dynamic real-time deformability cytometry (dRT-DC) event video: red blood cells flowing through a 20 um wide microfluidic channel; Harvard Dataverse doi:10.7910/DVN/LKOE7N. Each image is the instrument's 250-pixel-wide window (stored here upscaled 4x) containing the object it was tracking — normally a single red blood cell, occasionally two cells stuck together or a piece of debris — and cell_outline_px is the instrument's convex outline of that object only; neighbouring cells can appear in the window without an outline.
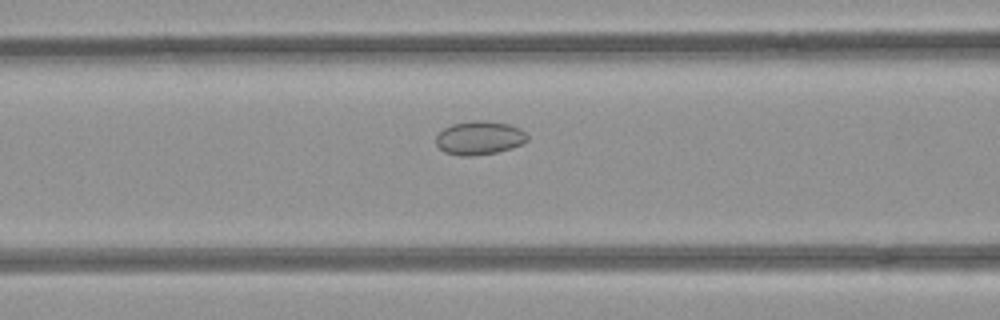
{"species": "common noctule bat (a hibernating species)", "species_latin": "Nyctalus noctula", "temperature_condition": "room temperature", "stored_images_in_passage": 18, "camera_frame_rate_fps": 3000, "um_per_image_px": 0.085, "animal": {"sex": "female", "body_mass_g": 21.9}, "frame": {"image": 1, "passage_image": 16, "time_ms": 5.0, "image_size_px": [1000, 320], "cell_outline_px": [[528, 140], [512, 148], [496, 152], [472, 156], [460, 156], [444, 152], [436, 144], [436, 136], [444, 128], [452, 124], [472, 120], [488, 120], [508, 124], [520, 128], [528, 136]], "centroid_in_image_um": [40.74, 11.71], "position_along_channel_um": 125.9, "area_um2": 17.98}}